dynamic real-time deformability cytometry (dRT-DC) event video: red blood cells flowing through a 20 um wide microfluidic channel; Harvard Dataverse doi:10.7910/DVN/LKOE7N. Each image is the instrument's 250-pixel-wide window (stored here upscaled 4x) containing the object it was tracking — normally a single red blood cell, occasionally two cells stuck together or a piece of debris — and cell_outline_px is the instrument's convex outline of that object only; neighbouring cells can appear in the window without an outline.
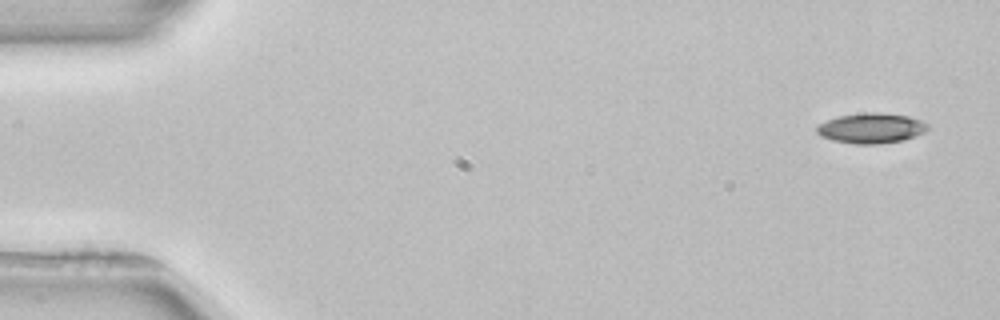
{"species": "common noctule bat (a hibernating species)", "species_latin": "Nyctalus noctula", "temperature_condition": "room temperature", "stored_images_in_passage": 51, "camera_frame_rate_fps": 3000, "um_per_image_px": 0.085, "animal": {"sex": "female", "body_mass_g": 22.7, "forearm_length_mm": 54.2}, "frame": {"image": 1, "passage_image": 1, "time_ms": 0.0, "image_size_px": [1000, 320], "cell_outline_px": [[928, 128], [924, 132], [904, 140], [880, 144], [856, 144], [832, 140], [820, 136], [816, 132], [816, 128], [820, 124], [828, 120], [840, 116], [864, 112], [876, 112], [908, 116], [920, 120], [928, 124]], "centroid_in_image_um": [74.05, 10.9], "position_along_channel_um": 10.9, "area_um2": 19.42}}
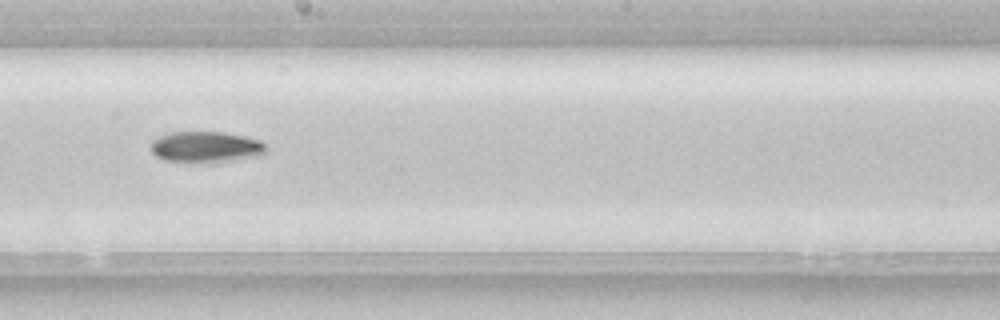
{"frame": {"image": 2, "passage_image": 28, "time_ms": 9.0, "image_size_px": [1000, 320], "cell_outline_px": [[268, 152], [260, 156], [232, 160], [164, 160], [156, 156], [152, 152], [148, 144], [152, 140], [160, 136], [172, 132], [224, 132], [244, 136], [260, 140], [268, 148]], "centroid_in_image_um": [17.52, 12.45], "position_along_channel_um": 230.7, "area_um2": 20.4}}
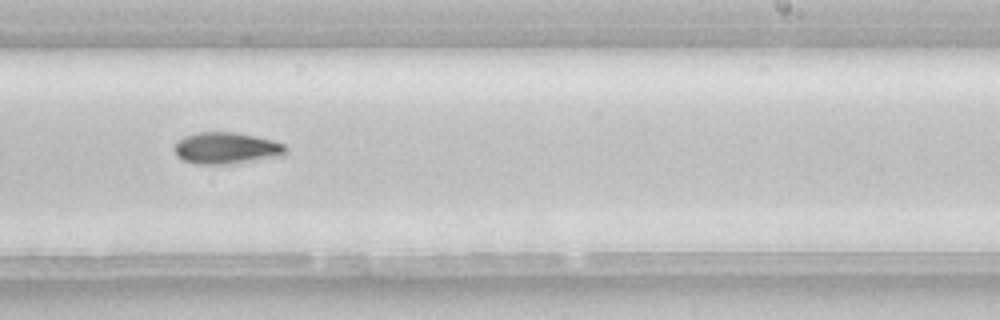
{"frame": {"image": 3, "passage_image": 31, "time_ms": 10.0, "image_size_px": [1000, 320], "cell_outline_px": [[288, 152], [284, 156], [236, 164], [196, 164], [184, 160], [176, 156], [172, 148], [184, 136], [200, 132], [236, 132], [256, 136], [272, 140], [284, 144], [288, 148]], "centroid_in_image_um": [19.29, 12.61], "position_along_channel_um": 269.7, "area_um2": 20.92}}